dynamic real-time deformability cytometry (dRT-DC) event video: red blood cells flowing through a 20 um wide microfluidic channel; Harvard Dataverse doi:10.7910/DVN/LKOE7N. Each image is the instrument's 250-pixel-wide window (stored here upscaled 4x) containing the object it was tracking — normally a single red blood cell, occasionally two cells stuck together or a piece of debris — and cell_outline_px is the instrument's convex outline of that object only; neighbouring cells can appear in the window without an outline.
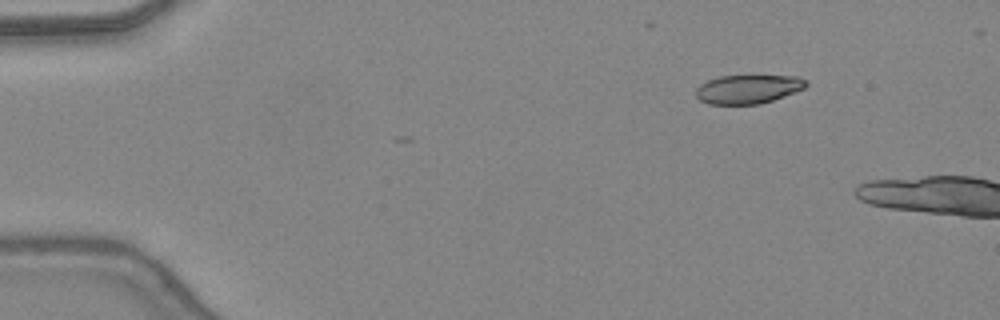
{"species": "common noctule bat (a hibernating species)", "species_latin": "Nyctalus noctula", "temperature_condition": "warm", "stored_images_in_passage": 4, "camera_frame_rate_fps": 3000, "um_per_image_px": 0.085, "animal": {"sex": "female", "body_mass_g": 24.6, "forearm_length_mm": 56.2}, "frame": {"image": 1, "passage_image": 1, "time_ms": 0.0, "image_size_px": [1000, 320], "cell_outline_px": [[808, 84], [804, 88], [784, 96], [760, 104], [708, 104], [700, 100], [696, 96], [696, 88], [700, 84], [708, 80], [720, 76], [796, 76], [804, 80]], "centroid_in_image_um": [63.55, 7.58], "position_along_channel_um": 21.5, "area_um2": 18.32}}